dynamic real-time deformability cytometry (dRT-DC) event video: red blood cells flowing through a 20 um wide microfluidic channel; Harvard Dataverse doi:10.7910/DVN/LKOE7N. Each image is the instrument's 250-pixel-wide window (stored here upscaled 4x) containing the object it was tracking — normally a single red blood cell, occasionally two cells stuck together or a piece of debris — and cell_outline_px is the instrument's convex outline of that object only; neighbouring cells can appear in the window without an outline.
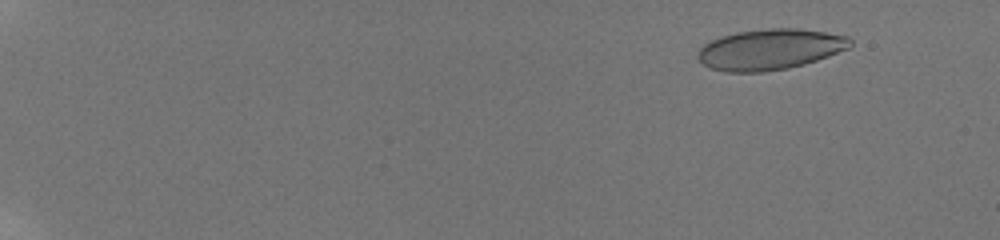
{"species": "human", "species_latin": "Homo sapiens", "temperature_condition": "room temperature", "stored_images_in_passage": 32, "camera_frame_rate_fps": 3000, "um_per_image_px": 0.085, "donor": {"sex": "male"}, "frame": {"image": 1, "passage_image": 4, "time_ms": 1.667, "image_size_px": [1000, 240], "cell_outline_px": [[852, 44], [848, 48], [828, 56], [804, 64], [788, 68], [764, 72], [728, 72], [712, 68], [704, 64], [696, 56], [696, 52], [704, 44], [720, 36], [736, 32], [768, 28], [796, 28], [824, 32], [848, 36], [852, 40]], "centroid_in_image_um": [65.44, 4.19], "position_along_channel_um": 19.6, "area_um2": 36.13}}
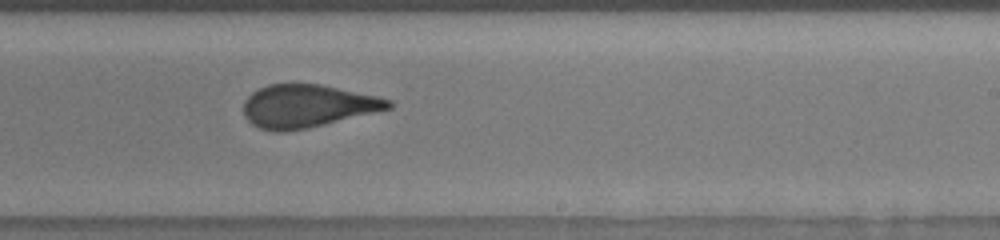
{"frame": {"image": 2, "passage_image": 19, "time_ms": 12.667, "image_size_px": [1000, 240], "cell_outline_px": [[392, 108], [308, 128], [284, 132], [276, 132], [260, 128], [252, 124], [244, 116], [244, 100], [252, 92], [268, 84], [320, 84], [376, 96], [392, 100]], "centroid_in_image_um": [26.1, 9.02], "position_along_channel_um": 262.9, "area_um2": 36.01}}
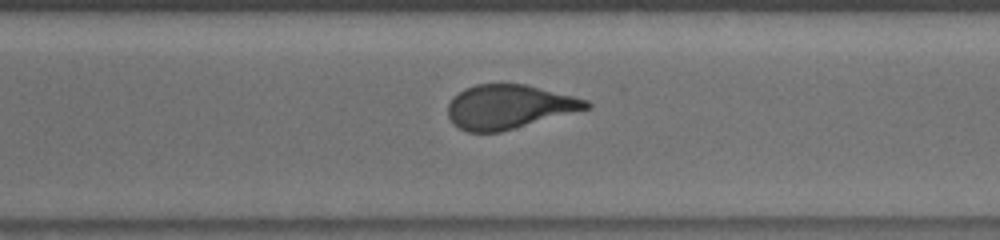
{"frame": {"image": 3, "passage_image": 24, "time_ms": 14.333, "image_size_px": [1000, 240], "cell_outline_px": [[592, 104], [588, 108], [500, 132], [468, 132], [460, 128], [448, 116], [448, 104], [464, 88], [476, 84], [524, 84], [588, 100]], "centroid_in_image_um": [43.24, 9.07], "position_along_channel_um": 327.4, "area_um2": 34.8}, "authors_computed_cell_mechanics": {"area_um2": 36.2406, "velocity_mm_per_s": 3.874, "shape_relaxation_time_tau1_ms": 9.0993, "shape_relaxation_time_tau2_ms": 0.7565, "deformation_change_tau1": 0.2398, "deformation_change_tau2": 0.0622}}